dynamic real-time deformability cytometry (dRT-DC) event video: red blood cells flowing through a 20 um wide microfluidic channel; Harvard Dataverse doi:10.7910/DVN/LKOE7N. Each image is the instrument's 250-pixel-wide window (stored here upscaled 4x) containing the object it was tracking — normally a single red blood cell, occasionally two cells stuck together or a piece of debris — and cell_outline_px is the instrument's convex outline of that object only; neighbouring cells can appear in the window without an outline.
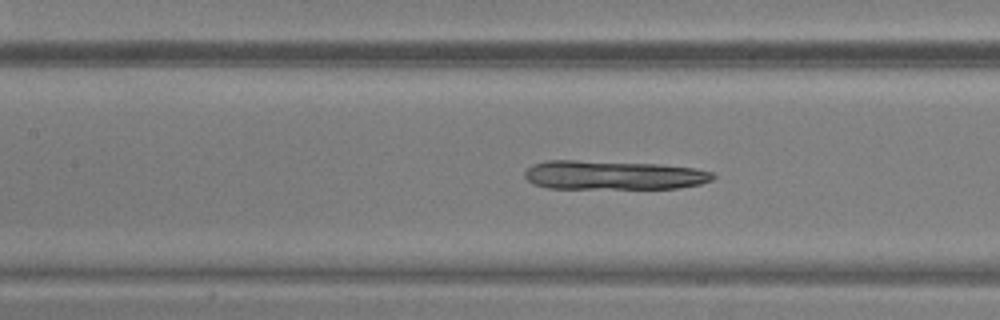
{"species": "common noctule bat (a hibernating species)", "species_latin": "Nyctalus noctula", "temperature_condition": "warm", "stored_images_in_passage": 46, "camera_frame_rate_fps": 3000, "um_per_image_px": 0.085, "animal": {"sex": "male", "body_mass_g": 20.5, "forearm_length_mm": 52.5}, "frame": {"image": 1, "passage_image": 21, "time_ms": 6.667, "image_size_px": [1000, 320], "cell_outline_px": [[716, 176], [712, 180], [700, 184], [680, 188], [548, 188], [532, 184], [524, 176], [524, 172], [532, 164], [548, 160], [576, 160], [660, 164], [696, 168], [712, 172]], "centroid_in_image_um": [52.13, 14.88], "position_along_channel_um": 155.3, "area_um2": 32.02}}
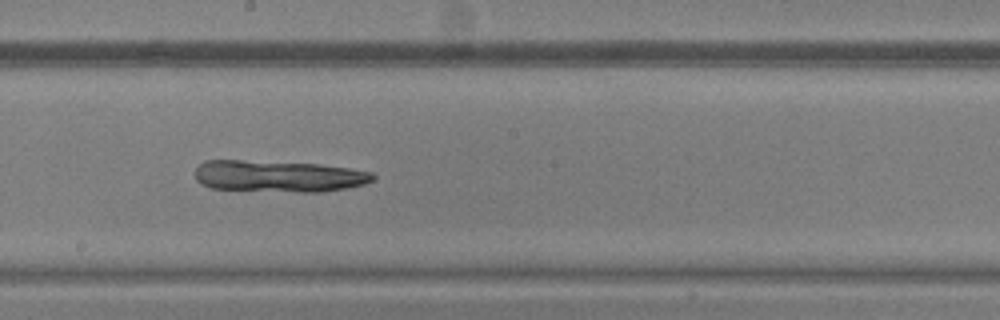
{"frame": {"image": 2, "passage_image": 26, "time_ms": 8.333, "image_size_px": [1000, 320], "cell_outline_px": [[376, 176], [372, 180], [364, 184], [348, 188], [320, 192], [296, 192], [212, 188], [200, 184], [196, 180], [192, 172], [204, 160], [240, 160], [320, 164], [348, 168], [372, 172]], "centroid_in_image_um": [23.64, 14.97], "position_along_channel_um": 224.6, "area_um2": 32.95}}
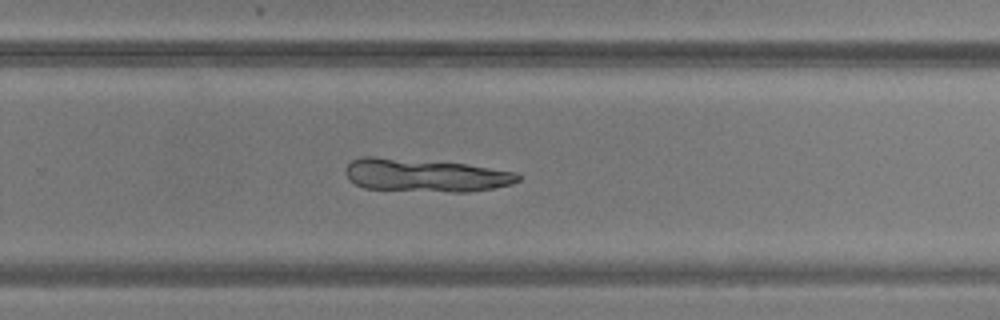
{"frame": {"image": 3, "passage_image": 31, "time_ms": 10.0, "image_size_px": [1000, 320], "cell_outline_px": [[520, 180], [512, 184], [492, 188], [468, 192], [452, 192], [364, 188], [348, 180], [344, 172], [348, 164], [352, 160], [360, 156], [376, 156], [464, 164], [516, 172], [520, 176]], "centroid_in_image_um": [36.1, 14.89], "position_along_channel_um": 293.7, "area_um2": 33.12}}